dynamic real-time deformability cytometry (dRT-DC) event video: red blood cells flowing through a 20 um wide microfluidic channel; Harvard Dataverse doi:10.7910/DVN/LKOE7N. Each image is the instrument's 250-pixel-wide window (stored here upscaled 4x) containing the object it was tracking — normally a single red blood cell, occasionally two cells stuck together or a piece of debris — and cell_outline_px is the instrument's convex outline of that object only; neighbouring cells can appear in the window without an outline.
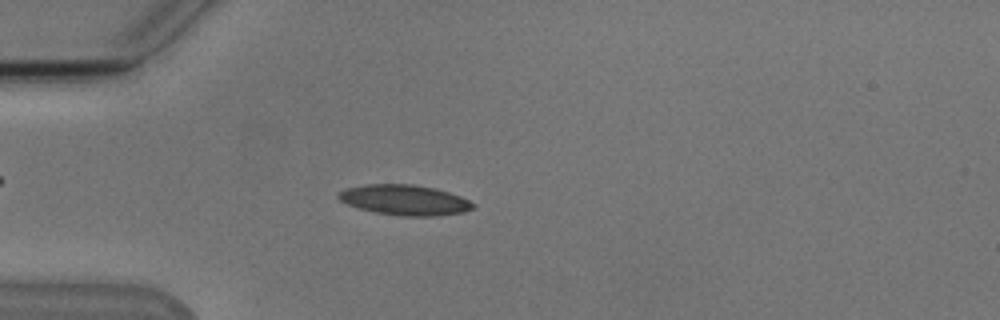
{"species": "Egyptian fruit bat (a non-hibernating species)", "species_latin": "Rousettus aegyptiacus", "temperature_condition": "cold", "stored_images_in_passage": 46, "camera_frame_rate_fps": 3000, "um_per_image_px": 0.085, "animal": {"sex": "male"}, "frame": {"image": 1, "passage_image": 7, "time_ms": 2.0, "image_size_px": [1000, 320], "cell_outline_px": [[476, 208], [464, 212], [440, 216], [400, 216], [376, 212], [360, 208], [348, 204], [340, 200], [336, 196], [344, 188], [364, 184], [412, 184], [436, 188], [460, 196], [476, 204]], "centroid_in_image_um": [34.43, 17.0], "position_along_channel_um": 50.6, "area_um2": 23.93}}
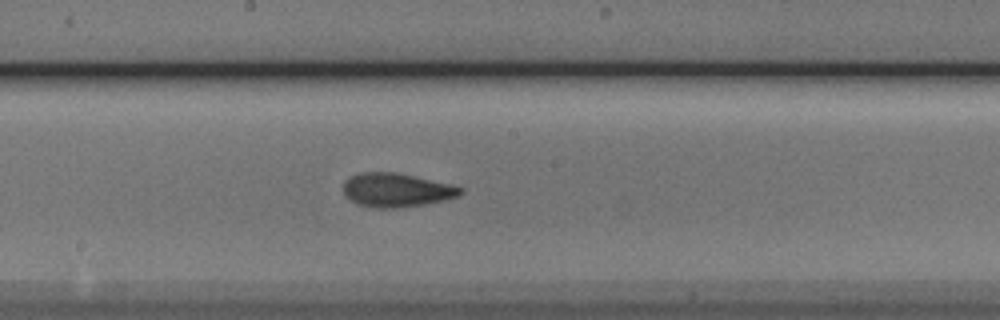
{"frame": {"image": 2, "passage_image": 21, "time_ms": 6.667, "image_size_px": [1000, 320], "cell_outline_px": [[464, 192], [456, 196], [444, 200], [424, 204], [400, 208], [376, 208], [356, 204], [344, 196], [344, 180], [348, 176], [360, 172], [396, 172], [448, 184], [464, 188]], "centroid_in_image_um": [33.63, 16.16], "position_along_channel_um": 214.6, "area_um2": 23.12}}
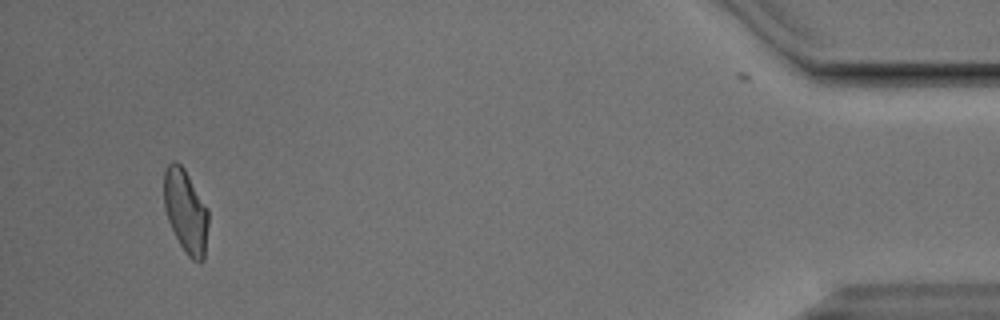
{"frame": {"image": 3, "passage_image": 43, "time_ms": 14.0, "image_size_px": [1000, 320], "cell_outline_px": [[208, 224], [204, 260], [200, 264], [192, 260], [184, 252], [168, 220], [164, 208], [164, 168], [172, 160], [176, 160], [184, 168], [208, 208]], "centroid_in_image_um": [15.79, 17.96], "position_along_channel_um": 419.4, "area_um2": 21.79}, "authors_computed_cell_mechanics": {"area_um2": 22.1952, "velocity_mm_per_s": 3.8022, "shape_relaxation_time_tau1_ms": 4.2949, "shape_relaxation_time_tau2_ms": 1.7277, "deformation_change_tau1": 0.1541, "deformation_change_tau2": 0.0629}}